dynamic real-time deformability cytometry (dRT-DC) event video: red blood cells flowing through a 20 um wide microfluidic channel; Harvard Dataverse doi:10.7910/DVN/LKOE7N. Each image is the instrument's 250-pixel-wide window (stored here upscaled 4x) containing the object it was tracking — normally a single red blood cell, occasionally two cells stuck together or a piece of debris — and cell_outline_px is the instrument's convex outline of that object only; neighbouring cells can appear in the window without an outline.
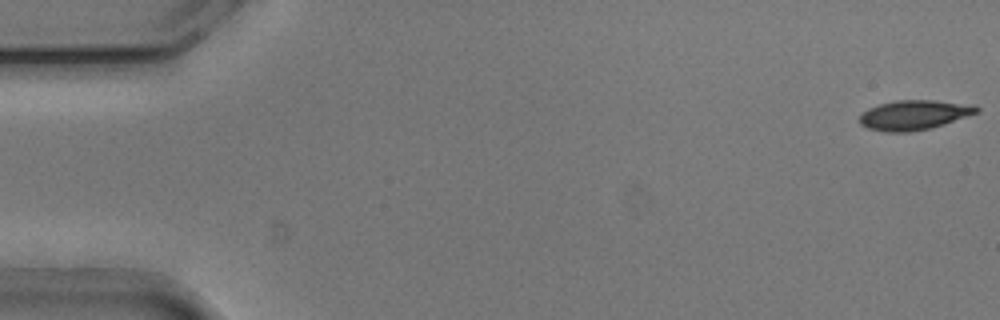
{"species": "common noctule bat (a hibernating species)", "species_latin": "Nyctalus noctula", "temperature_condition": "cold", "stored_images_in_passage": 14, "camera_frame_rate_fps": 3000, "um_per_image_px": 0.085, "animal": {"sex": "male", "body_mass_g": 20.5, "forearm_length_mm": 52.5}, "frame": {"image": 1, "passage_image": 1, "time_ms": 0.0, "image_size_px": [1000, 320], "cell_outline_px": [[980, 112], [932, 128], [908, 132], [884, 132], [868, 128], [860, 124], [860, 116], [868, 108], [880, 104], [896, 100], [936, 100], [976, 104], [980, 108]], "centroid_in_image_um": [77.76, 9.76], "position_along_channel_um": 7.2, "area_um2": 20.46}}
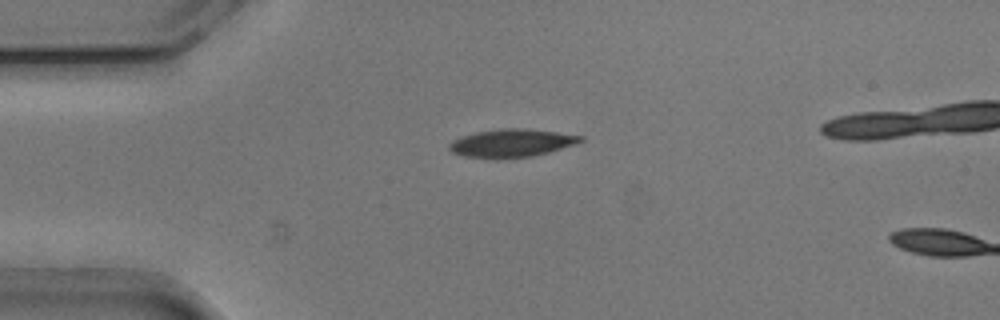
{"frame": {"image": 2, "passage_image": 13, "time_ms": 4.0, "image_size_px": [1000, 320], "cell_outline_px": [[584, 140], [548, 152], [532, 156], [464, 156], [452, 152], [448, 148], [448, 144], [452, 140], [460, 136], [476, 132], [504, 128], [524, 128], [556, 132], [584, 136]], "centroid_in_image_um": [43.46, 12.11], "position_along_channel_um": 41.5, "area_um2": 20.58}}